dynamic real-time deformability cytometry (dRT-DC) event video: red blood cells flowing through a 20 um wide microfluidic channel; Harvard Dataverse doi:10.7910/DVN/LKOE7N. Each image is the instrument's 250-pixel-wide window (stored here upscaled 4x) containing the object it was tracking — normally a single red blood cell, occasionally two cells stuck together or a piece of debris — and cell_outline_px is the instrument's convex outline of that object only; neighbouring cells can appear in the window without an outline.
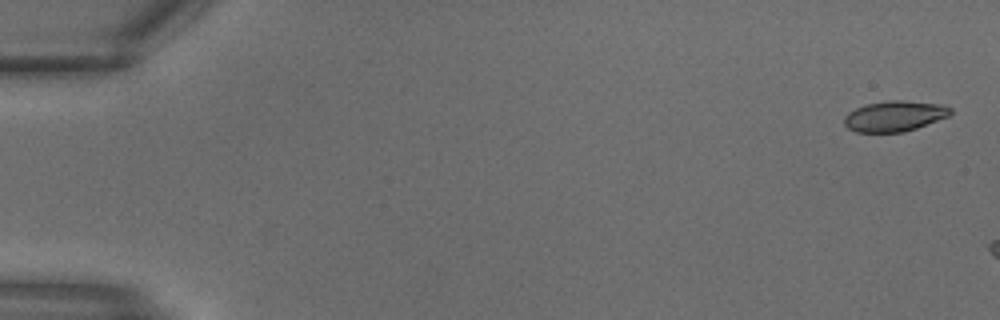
{"species": "common noctule bat (a hibernating species)", "species_latin": "Nyctalus noctula", "temperature_condition": "warm", "stored_images_in_passage": 5, "camera_frame_rate_fps": 3000, "um_per_image_px": 0.085, "animal": {"sex": "male", "body_mass_g": 18.8}, "frame": {"image": 1, "passage_image": 1, "time_ms": 0.0, "image_size_px": [1000, 320], "cell_outline_px": [[952, 112], [948, 116], [916, 128], [904, 132], [856, 132], [848, 128], [844, 124], [844, 116], [848, 112], [856, 108], [868, 104], [888, 100], [904, 100], [944, 104], [952, 108]], "centroid_in_image_um": [76.04, 9.86], "position_along_channel_um": 9.0, "area_um2": 18.96}}